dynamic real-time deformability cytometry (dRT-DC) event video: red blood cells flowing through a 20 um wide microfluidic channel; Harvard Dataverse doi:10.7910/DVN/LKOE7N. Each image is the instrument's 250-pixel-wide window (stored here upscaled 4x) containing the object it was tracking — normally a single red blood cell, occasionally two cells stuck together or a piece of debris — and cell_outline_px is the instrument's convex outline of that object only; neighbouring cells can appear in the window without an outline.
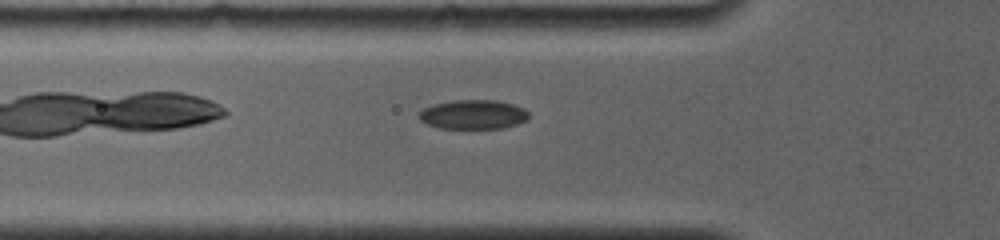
{"species": "common noctule bat (a hibernating species)", "species_latin": "Nyctalus noctula", "temperature_condition": "room temperature", "stored_images_in_passage": 22, "camera_frame_rate_fps": 4000, "um_per_image_px": 0.085, "animal": {"sex": "female", "body_mass_g": 19.0, "forearm_length_mm": 56.7}, "frame": {"image": 1, "passage_image": 4, "time_ms": 1.5, "image_size_px": [1000, 240], "cell_outline_px": [[528, 120], [504, 128], [440, 128], [428, 124], [420, 120], [416, 112], [424, 108], [436, 104], [452, 100], [496, 100], [512, 104], [524, 108], [528, 112]], "centroid_in_image_um": [40.21, 9.73], "position_along_channel_um": 85.6, "area_um2": 18.73}}
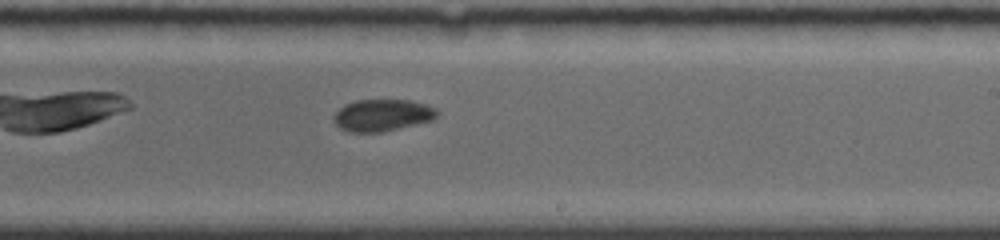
{"frame": {"image": 2, "passage_image": 13, "time_ms": 6.0, "image_size_px": [1000, 240], "cell_outline_px": [[440, 112], [432, 120], [384, 132], [348, 132], [340, 128], [332, 120], [336, 112], [344, 104], [356, 100], [412, 100], [436, 108]], "centroid_in_image_um": [32.49, 9.79], "position_along_channel_um": 256.5, "area_um2": 19.31}}
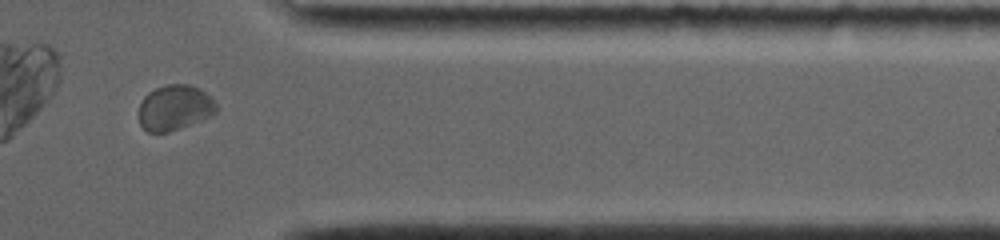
{"frame": {"image": 3, "passage_image": 20, "time_ms": 9.75, "image_size_px": [1000, 240], "cell_outline_px": [[216, 112], [200, 120], [168, 132], [148, 132], [140, 124], [136, 116], [140, 104], [144, 96], [148, 92], [156, 88], [168, 84], [188, 84], [200, 88], [212, 96], [216, 104]], "centroid_in_image_um": [14.81, 9.13], "position_along_channel_um": 396.6, "area_um2": 20.58}}